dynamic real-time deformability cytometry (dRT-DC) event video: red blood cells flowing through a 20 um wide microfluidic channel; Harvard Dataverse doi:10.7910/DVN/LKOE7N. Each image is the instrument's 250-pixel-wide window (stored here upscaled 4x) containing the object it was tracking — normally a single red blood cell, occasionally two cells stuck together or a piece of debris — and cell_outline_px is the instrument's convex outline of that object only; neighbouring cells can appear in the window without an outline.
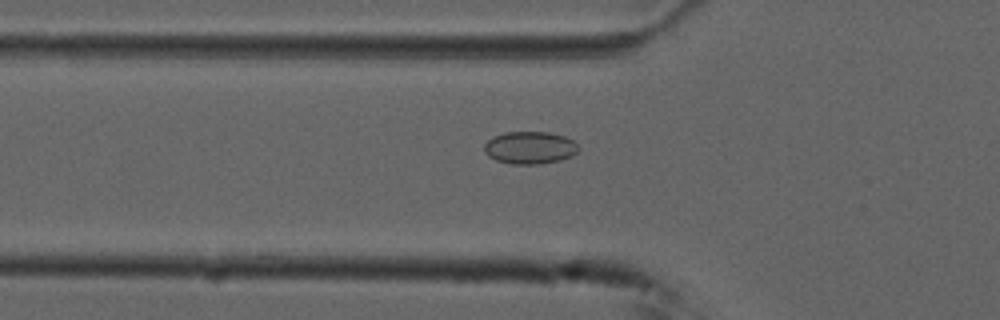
{"species": "common noctule bat (a hibernating species)", "species_latin": "Nyctalus noctula", "temperature_condition": "cold", "stored_images_in_passage": 52, "camera_frame_rate_fps": 3000, "um_per_image_px": 0.085, "animal": {"sex": "male", "forearm_length_mm": 52.5}, "frame": {"image": 1, "passage_image": 16, "time_ms": 5.0, "image_size_px": [1000, 320], "cell_outline_px": [[580, 148], [572, 156], [560, 160], [536, 164], [512, 164], [496, 160], [488, 156], [484, 152], [484, 144], [492, 136], [504, 132], [548, 132], [564, 136], [572, 140]], "centroid_in_image_um": [45.01, 12.55], "position_along_channel_um": 80.8, "area_um2": 17.86}}
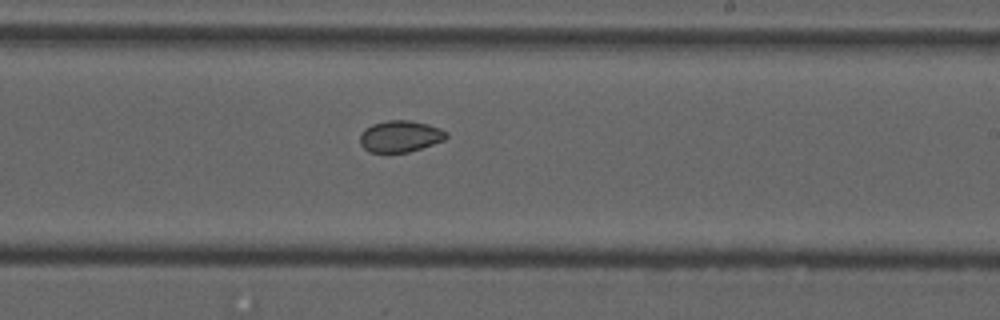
{"frame": {"image": 2, "passage_image": 30, "time_ms": 9.667, "image_size_px": [1000, 320], "cell_outline_px": [[448, 136], [444, 140], [408, 152], [368, 152], [360, 144], [360, 136], [364, 128], [372, 124], [384, 120], [408, 120], [428, 124], [440, 128], [448, 132]], "centroid_in_image_um": [34.0, 11.57], "position_along_channel_um": 255.0, "area_um2": 15.9}}
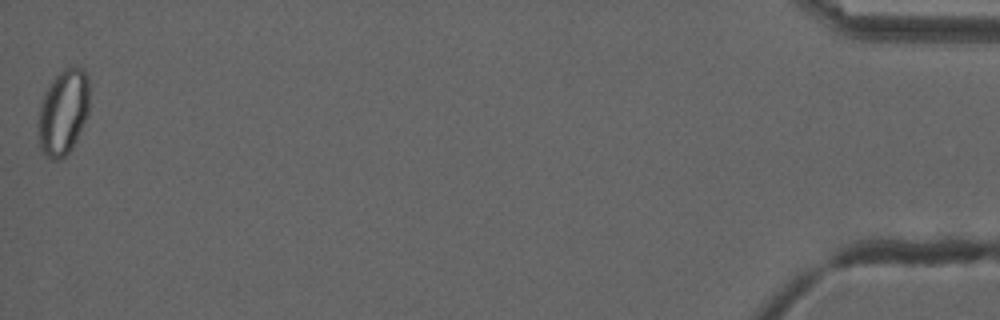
{"frame": {"image": 3, "passage_image": 52, "time_ms": 17.0, "image_size_px": [1000, 320], "cell_outline_px": [[88, 112], [76, 140], [72, 148], [60, 160], [52, 160], [40, 148], [40, 104], [48, 88], [56, 76], [64, 68], [72, 64], [84, 68], [88, 76]], "centroid_in_image_um": [5.41, 9.49], "position_along_channel_um": 429.8, "area_um2": 24.97}, "authors_computed_cell_mechanics": {"area_um2": 18.2937, "velocity_mm_per_s": 3.7269, "shape_relaxation_time_tau1_ms": null, "shape_relaxation_time_tau2_ms": 1.8371, "deformation_change_tau1": null, "deformation_change_tau2": 0.0427}}